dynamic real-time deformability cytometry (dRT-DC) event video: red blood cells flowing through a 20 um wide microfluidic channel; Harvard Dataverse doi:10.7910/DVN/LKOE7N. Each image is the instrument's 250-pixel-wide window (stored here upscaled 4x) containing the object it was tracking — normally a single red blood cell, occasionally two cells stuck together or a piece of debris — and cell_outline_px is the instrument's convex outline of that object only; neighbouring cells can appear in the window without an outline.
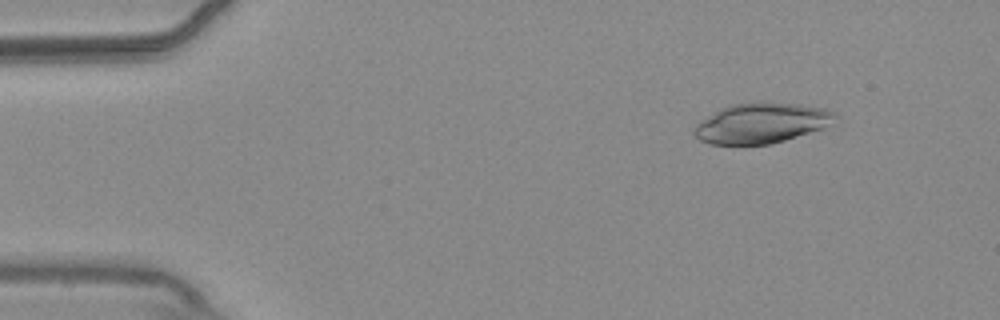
{"species": "common noctule bat (a hibernating species)", "species_latin": "Nyctalus noctula", "temperature_condition": "warm", "stored_images_in_passage": 55, "camera_frame_rate_fps": 3000, "um_per_image_px": 0.085, "animal": {"sex": "male", "body_mass_g": 20.4}, "frame": {"image": 1, "passage_image": 6, "time_ms": 1.667, "image_size_px": [1000, 320], "cell_outline_px": [[840, 116], [836, 124], [824, 128], [772, 144], [708, 144], [700, 140], [692, 132], [692, 128], [700, 120], [720, 108], [732, 104], [800, 104], [824, 108], [836, 112]], "centroid_in_image_um": [64.77, 10.49], "position_along_channel_um": 20.2, "area_um2": 33.0}}
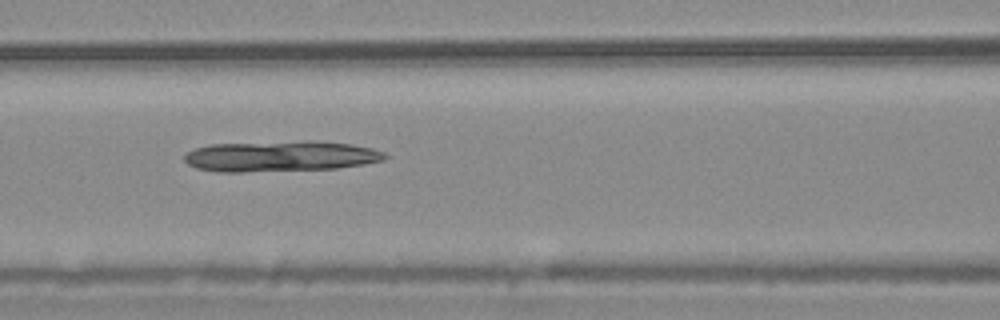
{"frame": {"image": 2, "passage_image": 23, "time_ms": 7.333, "image_size_px": [1000, 320], "cell_outline_px": [[388, 156], [384, 160], [364, 164], [336, 168], [244, 172], [216, 172], [196, 168], [188, 164], [184, 160], [184, 156], [188, 152], [196, 148], [212, 144], [304, 140], [316, 140], [348, 144], [372, 148], [384, 152]], "centroid_in_image_um": [23.84, 13.27], "position_along_channel_um": 142.8, "area_um2": 36.07}}
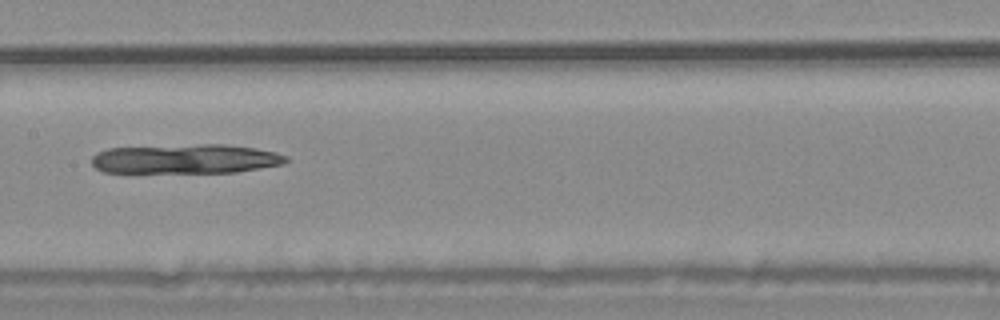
{"frame": {"image": 3, "passage_image": 27, "time_ms": 8.667, "image_size_px": [1000, 320], "cell_outline_px": [[288, 160], [284, 164], [236, 172], [104, 172], [96, 168], [92, 164], [92, 156], [96, 152], [108, 148], [200, 144], [224, 144], [252, 148], [276, 152], [288, 156]], "centroid_in_image_um": [15.78, 13.5], "position_along_channel_um": 191.6, "area_um2": 33.23}}